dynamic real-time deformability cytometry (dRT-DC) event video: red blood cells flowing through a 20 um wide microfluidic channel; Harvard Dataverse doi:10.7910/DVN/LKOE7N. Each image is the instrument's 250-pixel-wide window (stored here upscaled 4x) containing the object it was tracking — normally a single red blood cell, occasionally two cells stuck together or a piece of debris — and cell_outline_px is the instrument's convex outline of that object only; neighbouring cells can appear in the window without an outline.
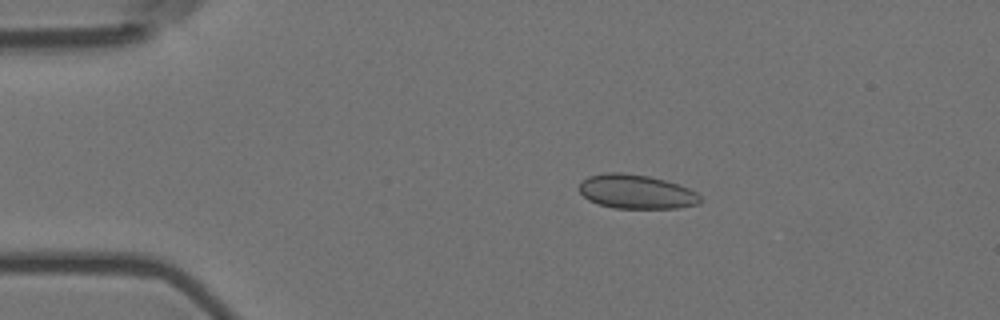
{"species": "Egyptian fruit bat (a non-hibernating species)", "species_latin": "Rousettus aegyptiacus", "temperature_condition": "room temperature", "stored_images_in_passage": 9, "camera_frame_rate_fps": 3000, "um_per_image_px": 0.085, "animal": {"sex": "female"}, "frame": {"image": 1, "passage_image": 4, "time_ms": 1.0, "image_size_px": [1000, 320], "cell_outline_px": [[700, 200], [696, 204], [676, 208], [612, 208], [588, 200], [580, 192], [580, 184], [588, 176], [608, 172], [624, 172], [648, 176], [664, 180], [688, 188], [696, 192], [700, 196]], "centroid_in_image_um": [54.06, 16.29], "position_along_channel_um": 30.9, "area_um2": 23.81}}
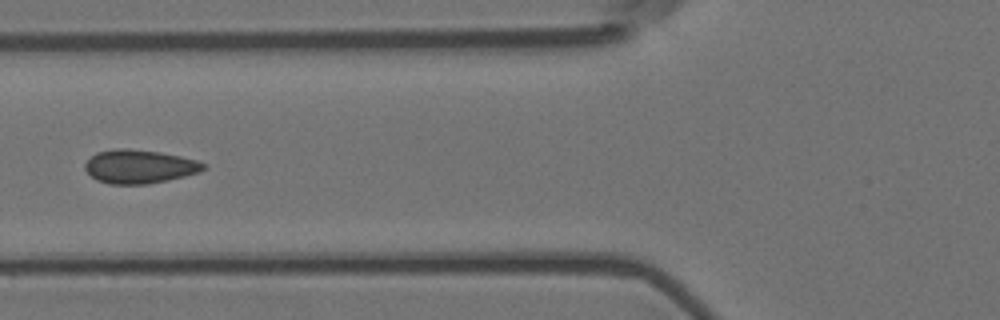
{"frame": {"image": 2, "passage_image": 7, "time_ms": 2.0, "image_size_px": [1000, 320], "cell_outline_px": [[208, 168], [200, 172], [168, 180], [148, 184], [108, 184], [96, 180], [84, 168], [84, 164], [96, 152], [116, 148], [128, 148], [160, 152], [180, 156], [196, 160], [208, 164]], "centroid_in_image_um": [11.87, 14.15], "position_along_channel_um": 113.9, "area_um2": 23.41}}
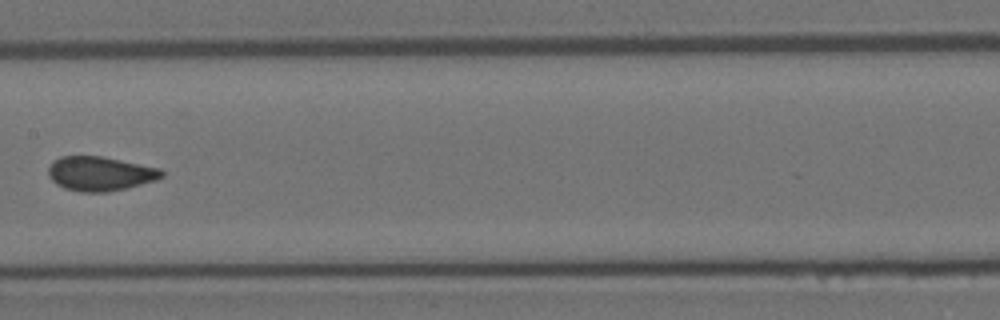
{"frame": {"image": 3, "passage_image": 9, "time_ms": 2.667, "image_size_px": [1000, 320], "cell_outline_px": [[164, 176], [156, 180], [128, 188], [108, 192], [80, 192], [64, 188], [56, 184], [48, 176], [48, 168], [52, 160], [60, 156], [100, 156], [160, 168], [164, 172]], "centroid_in_image_um": [8.49, 14.76], "position_along_channel_um": 198.9, "area_um2": 22.83}}